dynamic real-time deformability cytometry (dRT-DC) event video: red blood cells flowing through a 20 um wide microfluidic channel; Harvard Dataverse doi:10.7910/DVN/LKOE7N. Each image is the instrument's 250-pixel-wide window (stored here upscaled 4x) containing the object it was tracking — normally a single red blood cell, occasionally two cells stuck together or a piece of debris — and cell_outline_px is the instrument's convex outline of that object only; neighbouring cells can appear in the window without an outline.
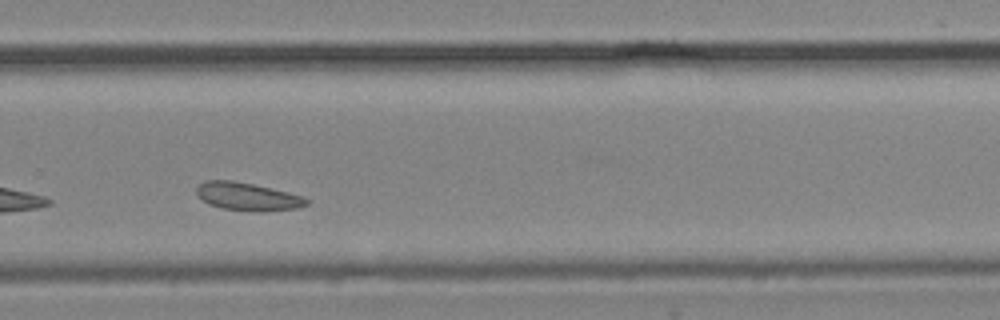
{"species": "common noctule bat (a hibernating species)", "species_latin": "Nyctalus noctula", "temperature_condition": "cold", "stored_images_in_passage": 26, "camera_frame_rate_fps": 3000, "um_per_image_px": 0.085, "animal": {"sex": "male", "body_mass_g": 19.2, "forearm_length_mm": 51.8}, "frame": {"image": 1, "passage_image": 19, "time_ms": 6.0, "image_size_px": [1000, 320], "cell_outline_px": [[308, 204], [296, 208], [220, 208], [208, 204], [196, 196], [196, 188], [200, 184], [208, 180], [232, 180], [252, 184], [288, 192], [304, 196], [308, 200]], "centroid_in_image_um": [20.95, 16.64], "position_along_channel_um": 308.9, "area_um2": 16.82}}